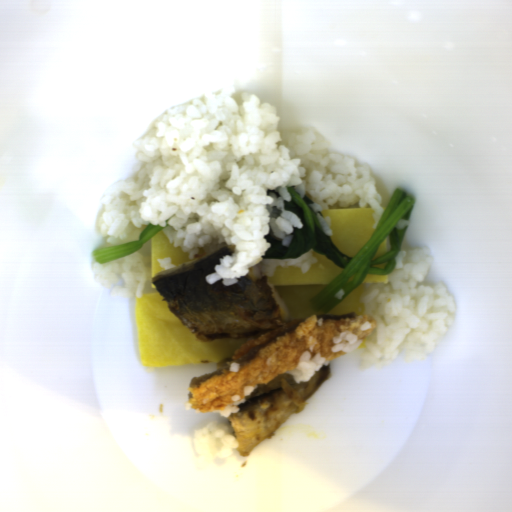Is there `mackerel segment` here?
<instances>
[{"instance_id": "obj_1", "label": "mackerel segment", "mask_w": 512, "mask_h": 512, "mask_svg": "<svg viewBox=\"0 0 512 512\" xmlns=\"http://www.w3.org/2000/svg\"><path fill=\"white\" fill-rule=\"evenodd\" d=\"M229 246H220L191 262L161 270L151 277L166 306L201 342L216 339L258 338L289 323V309L268 276L246 275L230 285L213 273Z\"/></svg>"}, {"instance_id": "obj_2", "label": "mackerel segment", "mask_w": 512, "mask_h": 512, "mask_svg": "<svg viewBox=\"0 0 512 512\" xmlns=\"http://www.w3.org/2000/svg\"><path fill=\"white\" fill-rule=\"evenodd\" d=\"M330 378V364L305 382L296 383L292 373H282L265 386H258L246 396L239 412L226 417L234 432L238 455L250 453L278 430L295 413L304 411L306 401Z\"/></svg>"}, {"instance_id": "obj_3", "label": "mackerel segment", "mask_w": 512, "mask_h": 512, "mask_svg": "<svg viewBox=\"0 0 512 512\" xmlns=\"http://www.w3.org/2000/svg\"><path fill=\"white\" fill-rule=\"evenodd\" d=\"M232 358L231 357H226V358H223V359H220L218 364H217V370H221L223 368V366L228 362L230 361Z\"/></svg>"}]
</instances>
